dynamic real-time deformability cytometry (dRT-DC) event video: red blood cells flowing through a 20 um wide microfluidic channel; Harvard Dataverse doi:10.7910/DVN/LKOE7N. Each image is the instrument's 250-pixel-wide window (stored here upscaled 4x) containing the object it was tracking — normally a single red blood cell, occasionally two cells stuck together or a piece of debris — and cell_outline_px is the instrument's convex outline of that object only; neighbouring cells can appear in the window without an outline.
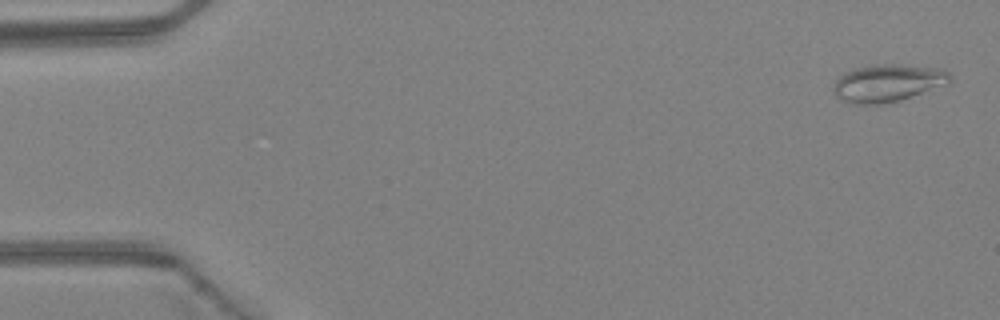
{"species": "Egyptian fruit bat (a non-hibernating species)", "species_latin": "Rousettus aegyptiacus", "temperature_condition": "warm", "stored_images_in_passage": 46, "camera_frame_rate_fps": 3000, "um_per_image_px": 0.085, "animal": {"sex": "female"}, "frame": {"image": 1, "passage_image": 2, "time_ms": 0.333, "image_size_px": [1000, 320], "cell_outline_px": [[952, 80], [948, 84], [900, 100], [880, 104], [852, 104], [840, 100], [832, 92], [832, 88], [836, 80], [844, 72], [856, 68], [876, 64], [900, 64], [944, 68], [952, 76]], "centroid_in_image_um": [75.47, 7.05], "position_along_channel_um": 9.5, "area_um2": 25.78}}
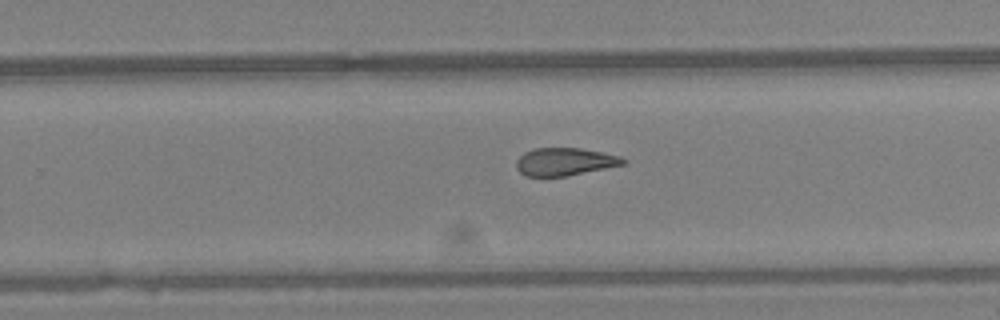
{"frame": {"image": 2, "passage_image": 30, "time_ms": 9.667, "image_size_px": [1000, 320], "cell_outline_px": [[628, 160], [624, 164], [568, 176], [524, 176], [516, 168], [516, 160], [524, 152], [532, 148], [580, 148], [620, 156]], "centroid_in_image_um": [47.97, 13.74], "position_along_channel_um": 281.8, "area_um2": 17.28}}
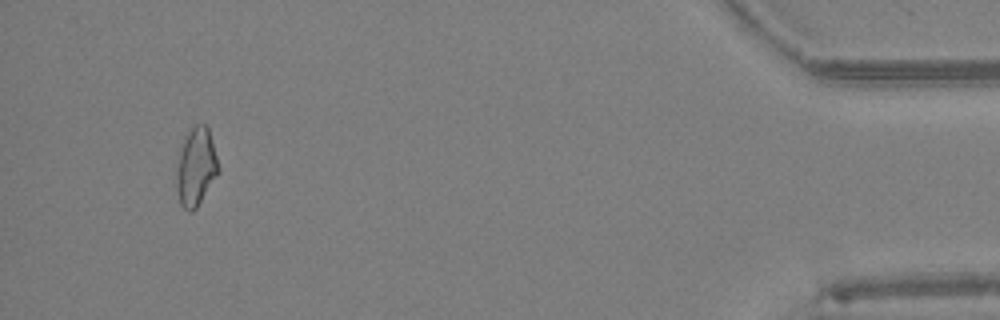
{"frame": {"image": 3, "passage_image": 44, "time_ms": 14.333, "image_size_px": [1000, 320], "cell_outline_px": [[220, 172], [196, 208], [192, 212], [188, 212], [180, 204], [176, 188], [176, 168], [180, 144], [188, 128], [196, 124], [204, 124], [208, 128], [220, 168]], "centroid_in_image_um": [16.63, 14.17], "position_along_channel_um": 418.6, "area_um2": 19.54}, "authors_computed_cell_mechanics": {"area_um2": 18.785, "velocity_mm_per_s": 4.4476, "shape_relaxation_time_tau1_ms": null, "shape_relaxation_time_tau2_ms": 2.7066, "deformation_change_tau1": null, "deformation_change_tau2": 0.1134}}